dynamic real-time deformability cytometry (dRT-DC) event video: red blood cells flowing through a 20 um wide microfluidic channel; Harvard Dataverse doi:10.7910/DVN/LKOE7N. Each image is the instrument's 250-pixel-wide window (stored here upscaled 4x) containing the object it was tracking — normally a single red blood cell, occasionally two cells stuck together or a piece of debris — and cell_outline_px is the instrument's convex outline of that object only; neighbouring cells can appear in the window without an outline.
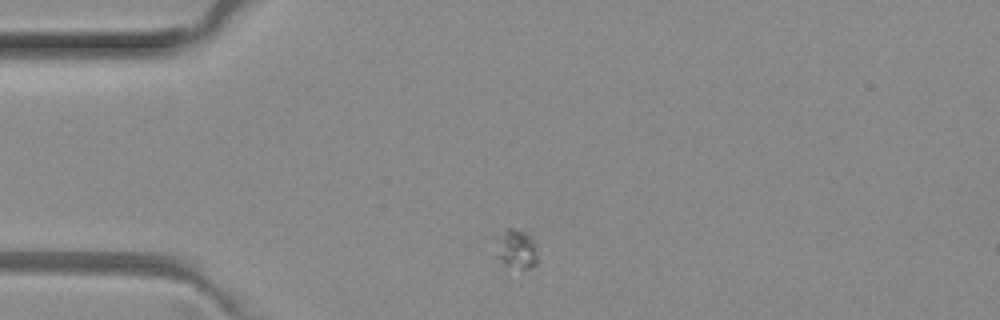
{"species": "common noctule bat (a hibernating species)", "species_latin": "Nyctalus noctula", "temperature_condition": "room temperature", "stored_images_in_passage": 1, "camera_frame_rate_fps": 3000, "um_per_image_px": 0.085, "animal": {"sex": "female", "body_mass_g": 29.2, "forearm_length_mm": 56.3}, "frame": {"image": 1, "passage_image": 1, "time_ms": 0.0, "image_size_px": [1000, 320], "cell_outline_px": [[536, 264], [532, 268], [524, 268], [504, 264], [496, 256], [484, 236], [504, 228], [512, 228], [528, 232], [532, 236], [536, 244]], "centroid_in_image_um": [43.66, 21.02], "position_along_channel_um": 41.3, "area_um2": 10.98}}